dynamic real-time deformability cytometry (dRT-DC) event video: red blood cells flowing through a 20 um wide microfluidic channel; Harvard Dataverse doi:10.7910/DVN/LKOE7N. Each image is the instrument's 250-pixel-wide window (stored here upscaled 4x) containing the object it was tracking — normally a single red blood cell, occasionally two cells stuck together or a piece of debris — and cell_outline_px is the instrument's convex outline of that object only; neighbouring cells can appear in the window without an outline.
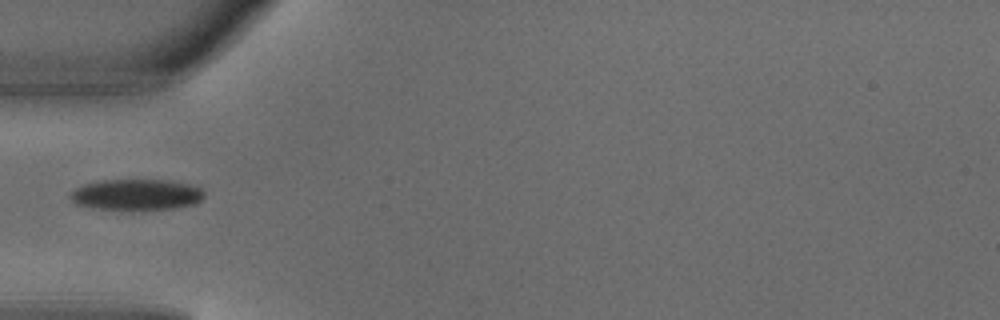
{"species": "common noctule bat (a hibernating species)", "species_latin": "Nyctalus noctula", "temperature_condition": "warm", "stored_images_in_passage": 6, "camera_frame_rate_fps": 3000, "um_per_image_px": 0.085, "animal": {"sex": "male", "body_mass_g": 18.8}, "frame": {"image": 1, "passage_image": 5, "time_ms": 1.333, "image_size_px": [1000, 320], "cell_outline_px": [[204, 196], [196, 204], [176, 208], [132, 212], [92, 208], [76, 204], [68, 196], [76, 188], [84, 184], [100, 180], [164, 180], [188, 184], [200, 188], [204, 192]], "centroid_in_image_um": [11.57, 16.59], "position_along_channel_um": 73.4, "area_um2": 24.85}}
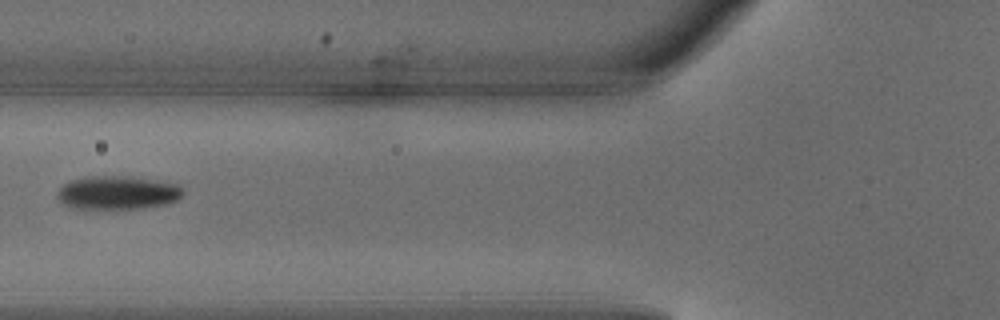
{"frame": {"image": 2, "passage_image": 6, "time_ms": 1.667, "image_size_px": [1000, 320], "cell_outline_px": [[184, 192], [176, 200], [168, 204], [140, 208], [72, 208], [60, 204], [56, 196], [56, 192], [64, 184], [72, 180], [88, 176], [120, 176], [152, 180], [180, 184]], "centroid_in_image_um": [9.95, 16.38], "position_along_channel_um": 115.8, "area_um2": 24.45}}